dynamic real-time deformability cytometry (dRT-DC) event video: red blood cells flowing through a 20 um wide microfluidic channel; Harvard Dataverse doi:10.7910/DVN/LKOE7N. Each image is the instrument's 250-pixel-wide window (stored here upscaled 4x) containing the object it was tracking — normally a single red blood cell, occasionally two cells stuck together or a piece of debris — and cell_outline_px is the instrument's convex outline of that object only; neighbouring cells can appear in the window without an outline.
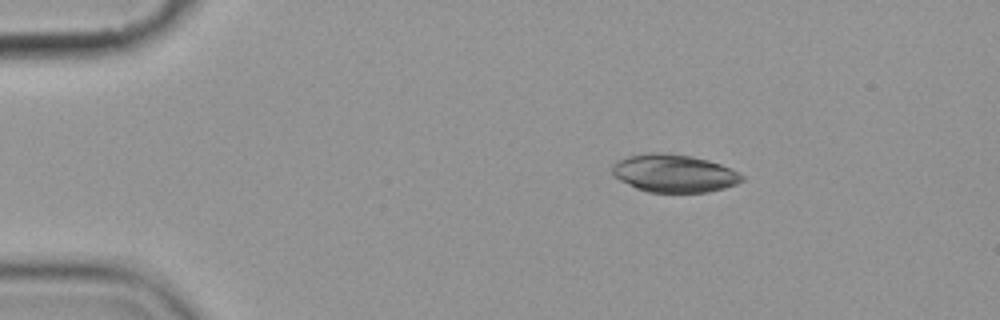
{"species": "common noctule bat (a hibernating species)", "species_latin": "Nyctalus noctula", "temperature_condition": "cold", "stored_images_in_passage": 4, "camera_frame_rate_fps": 3000, "um_per_image_px": 0.085, "animal": {"sex": "female", "body_mass_g": 19.9}, "frame": {"image": 1, "passage_image": 1, "time_ms": 0.0, "image_size_px": [1000, 320], "cell_outline_px": [[744, 180], [736, 184], [724, 188], [708, 192], [648, 192], [636, 188], [612, 176], [612, 164], [628, 156], [652, 152], [660, 152], [692, 156], [708, 160], [720, 164], [744, 176]], "centroid_in_image_um": [57.27, 14.73], "position_along_channel_um": 27.7, "area_um2": 28.5}}